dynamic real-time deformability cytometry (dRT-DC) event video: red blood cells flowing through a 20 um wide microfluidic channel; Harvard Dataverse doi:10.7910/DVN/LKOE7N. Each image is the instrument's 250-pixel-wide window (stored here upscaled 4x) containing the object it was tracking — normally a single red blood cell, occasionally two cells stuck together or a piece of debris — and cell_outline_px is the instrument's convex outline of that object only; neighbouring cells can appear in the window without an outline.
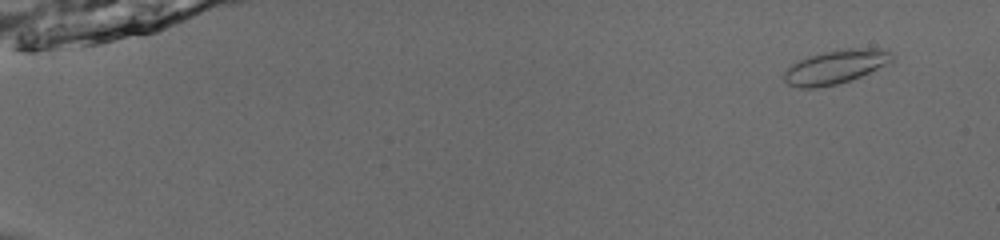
{"species": "common noctule bat (a hibernating species)", "species_latin": "Nyctalus noctula", "temperature_condition": "room temperature", "stored_images_in_passage": 54, "camera_frame_rate_fps": 3000, "um_per_image_px": 0.085, "animal": {"sex": "male", "body_mass_g": 13.0, "forearm_length_mm": 53.1}, "frame": {"image": 1, "passage_image": 5, "time_ms": 1.333, "image_size_px": [1000, 240], "cell_outline_px": [[896, 56], [892, 64], [860, 76], [836, 84], [816, 88], [800, 88], [788, 84], [784, 80], [784, 72], [792, 64], [800, 60], [824, 52], [840, 48], [888, 48]], "centroid_in_image_um": [71.14, 5.66], "position_along_channel_um": 13.9, "area_um2": 21.56}}
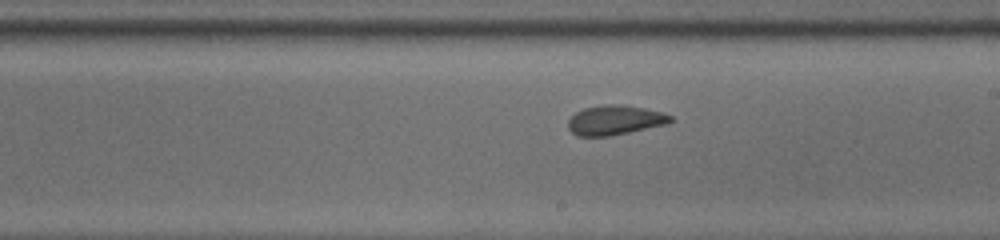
{"frame": {"image": 2, "passage_image": 34, "time_ms": 11.0, "image_size_px": [1000, 240], "cell_outline_px": [[672, 120], [668, 124], [608, 136], [576, 136], [568, 128], [568, 120], [576, 112], [584, 108], [608, 104], [624, 104], [664, 112], [672, 116]], "centroid_in_image_um": [52.28, 10.2], "position_along_channel_um": 236.7, "area_um2": 17.69}}
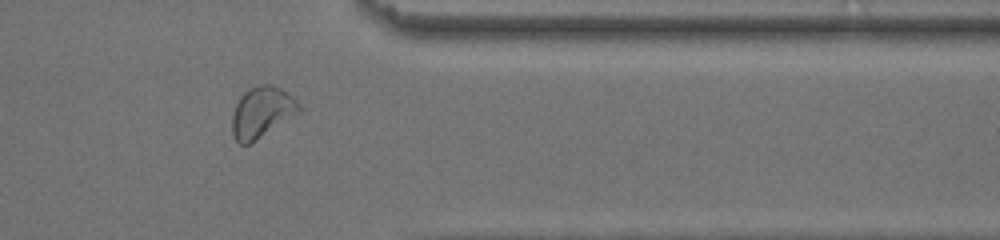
{"frame": {"image": 3, "passage_image": 46, "time_ms": 15.0, "image_size_px": [1000, 240], "cell_outline_px": [[300, 112], [256, 140], [248, 144], [240, 144], [236, 140], [232, 132], [232, 116], [236, 104], [240, 96], [244, 92], [260, 84], [272, 84], [280, 88], [292, 96], [300, 104]], "centroid_in_image_um": [22.25, 9.53], "position_along_channel_um": 389.1, "area_um2": 19.65}, "authors_computed_cell_mechanics": {"area_um2": 19.4786, "velocity_mm_per_s": 3.9268, "shape_relaxation_time_tau1_ms": 5.2658, "shape_relaxation_time_tau2_ms": 0.6858, "deformation_change_tau1": 0.1437, "deformation_change_tau2": 0.0604}}